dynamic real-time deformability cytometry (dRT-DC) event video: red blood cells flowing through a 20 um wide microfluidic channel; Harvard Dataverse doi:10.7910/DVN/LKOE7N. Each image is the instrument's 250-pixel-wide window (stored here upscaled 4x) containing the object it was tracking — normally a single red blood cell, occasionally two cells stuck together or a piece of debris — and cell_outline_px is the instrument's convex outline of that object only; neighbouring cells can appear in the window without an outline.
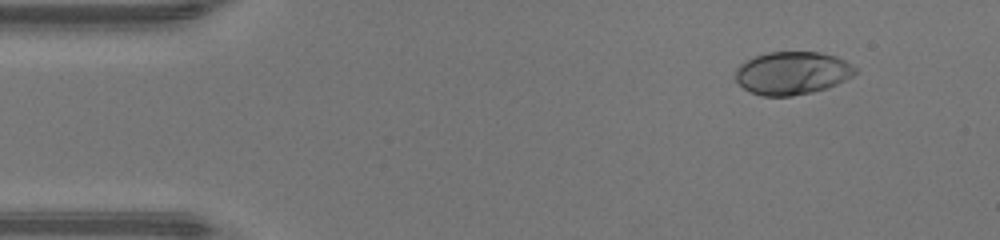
{"species": "human", "species_latin": "Homo sapiens", "temperature_condition": "warm", "stored_images_in_passage": 48, "camera_frame_rate_fps": 3000, "um_per_image_px": 0.085, "donor": {"sex": "male"}, "frame": {"image": 1, "passage_image": 5, "time_ms": 1.333, "image_size_px": [1000, 240], "cell_outline_px": [[856, 72], [852, 76], [828, 88], [812, 92], [792, 96], [760, 96], [744, 88], [736, 80], [736, 68], [740, 64], [756, 56], [768, 52], [820, 52], [836, 56], [852, 64], [856, 68]], "centroid_in_image_um": [67.35, 6.21], "position_along_channel_um": 17.6, "area_um2": 29.88}}
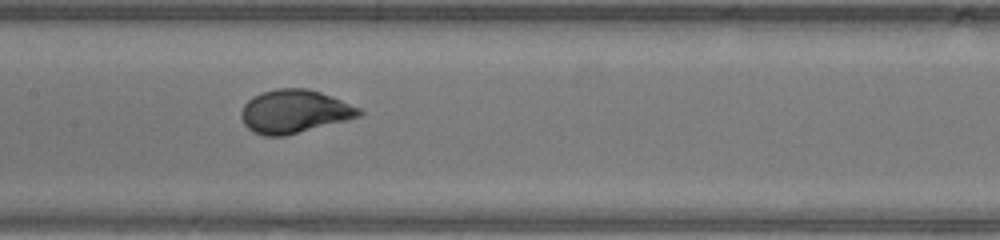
{"frame": {"image": 2, "passage_image": 23, "time_ms": 7.333, "image_size_px": [1000, 240], "cell_outline_px": [[364, 112], [360, 116], [284, 136], [264, 136], [252, 132], [244, 124], [240, 116], [240, 112], [244, 104], [252, 96], [260, 92], [276, 88], [308, 88], [332, 96], [360, 108]], "centroid_in_image_um": [24.98, 9.46], "position_along_channel_um": 182.4, "area_um2": 29.77}}
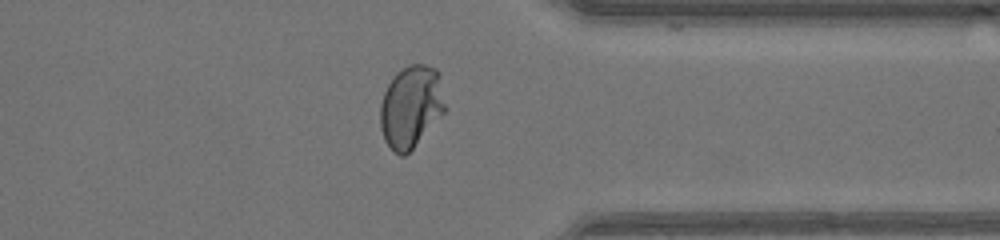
{"frame": {"image": 3, "passage_image": 37, "time_ms": 12.0, "image_size_px": [1000, 240], "cell_outline_px": [[448, 108], [412, 148], [404, 156], [400, 156], [384, 140], [380, 128], [380, 104], [384, 92], [388, 84], [396, 72], [408, 64], [424, 64], [436, 68], [440, 72]], "centroid_in_image_um": [34.97, 9.01], "position_along_channel_um": 376.4, "area_um2": 31.44}, "authors_computed_cell_mechanics": {"area_um2": 29.8826, "velocity_mm_per_s": 4.3193, "shape_relaxation_time_tau1_ms": 3.4472, "shape_relaxation_time_tau2_ms": null, "deformation_change_tau1": 0.1853, "deformation_change_tau2": null}}